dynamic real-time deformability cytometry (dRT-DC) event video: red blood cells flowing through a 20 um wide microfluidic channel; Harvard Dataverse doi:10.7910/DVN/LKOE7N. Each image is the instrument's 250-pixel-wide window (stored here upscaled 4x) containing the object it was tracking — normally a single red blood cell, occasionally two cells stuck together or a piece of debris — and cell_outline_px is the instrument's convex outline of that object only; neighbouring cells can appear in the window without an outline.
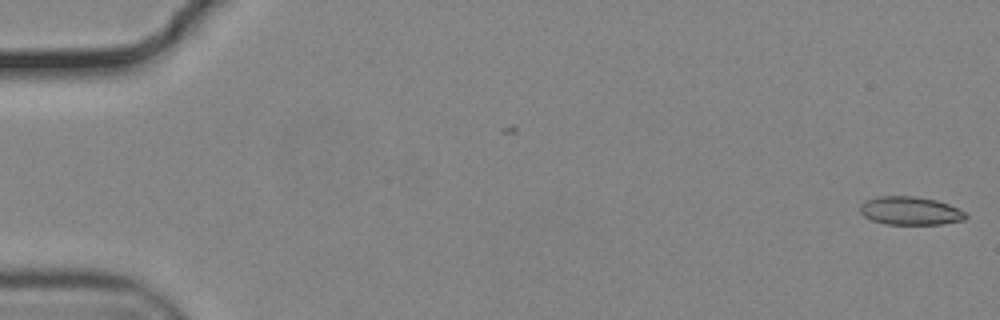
{"species": "common noctule bat (a hibernating species)", "species_latin": "Nyctalus noctula", "temperature_condition": "cold", "stored_images_in_passage": 6, "camera_frame_rate_fps": 3000, "um_per_image_px": 0.085, "animal": {"sex": "male", "body_mass_g": 19.2, "forearm_length_mm": 51.8}, "frame": {"image": 1, "passage_image": 6, "time_ms": 1.667, "image_size_px": [1000, 320], "cell_outline_px": [[968, 216], [964, 220], [940, 224], [884, 224], [872, 220], [864, 216], [860, 212], [860, 204], [864, 200], [880, 196], [916, 196], [936, 200], [948, 204], [964, 212]], "centroid_in_image_um": [77.34, 17.91], "position_along_channel_um": 7.7, "area_um2": 17.4}}